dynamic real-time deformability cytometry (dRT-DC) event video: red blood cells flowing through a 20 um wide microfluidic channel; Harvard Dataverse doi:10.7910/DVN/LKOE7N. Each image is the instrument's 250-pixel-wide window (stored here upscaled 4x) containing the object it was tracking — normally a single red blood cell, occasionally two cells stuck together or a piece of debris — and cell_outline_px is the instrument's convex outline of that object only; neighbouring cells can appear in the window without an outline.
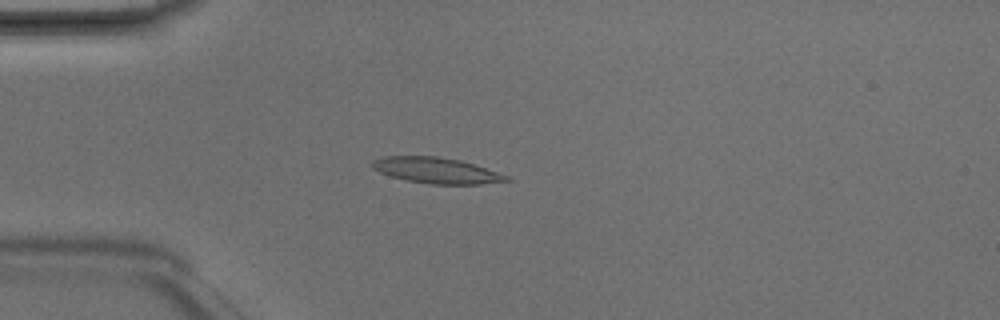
{"species": "Egyptian fruit bat (a non-hibernating species)", "species_latin": "Rousettus aegyptiacus", "temperature_condition": "room temperature", "stored_images_in_passage": 4, "camera_frame_rate_fps": 3000, "um_per_image_px": 0.085, "animal": {"sex": "male"}, "frame": {"image": 1, "passage_image": 2, "time_ms": 0.333, "image_size_px": [1000, 320], "cell_outline_px": [[512, 180], [480, 184], [428, 184], [408, 180], [392, 176], [380, 172], [372, 168], [372, 160], [384, 156], [436, 156], [460, 160], [512, 176]], "centroid_in_image_um": [37.13, 14.48], "position_along_channel_um": 47.9, "area_um2": 20.17}}